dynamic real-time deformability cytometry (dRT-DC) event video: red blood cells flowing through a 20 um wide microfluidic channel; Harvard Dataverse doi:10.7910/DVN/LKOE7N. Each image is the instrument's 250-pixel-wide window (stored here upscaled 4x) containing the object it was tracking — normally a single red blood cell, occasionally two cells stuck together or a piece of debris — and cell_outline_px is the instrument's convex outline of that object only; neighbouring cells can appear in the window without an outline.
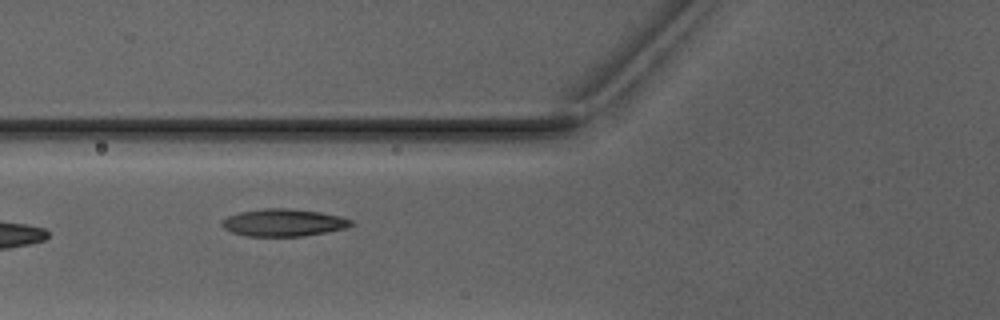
{"species": "Egyptian fruit bat (a non-hibernating species)", "species_latin": "Rousettus aegyptiacus", "temperature_condition": "warm", "stored_images_in_passage": 6, "camera_frame_rate_fps": 3000, "um_per_image_px": 0.085, "animal": {"sex": "male"}, "frame": {"image": 1, "passage_image": 4, "time_ms": 3.667, "image_size_px": [1000, 320], "cell_outline_px": [[356, 224], [344, 228], [304, 236], [248, 236], [232, 232], [224, 228], [220, 224], [220, 220], [228, 216], [240, 212], [264, 208], [288, 208], [320, 212], [340, 216], [352, 220]], "centroid_in_image_um": [24.08, 18.92], "position_along_channel_um": 101.7, "area_um2": 20.58}}
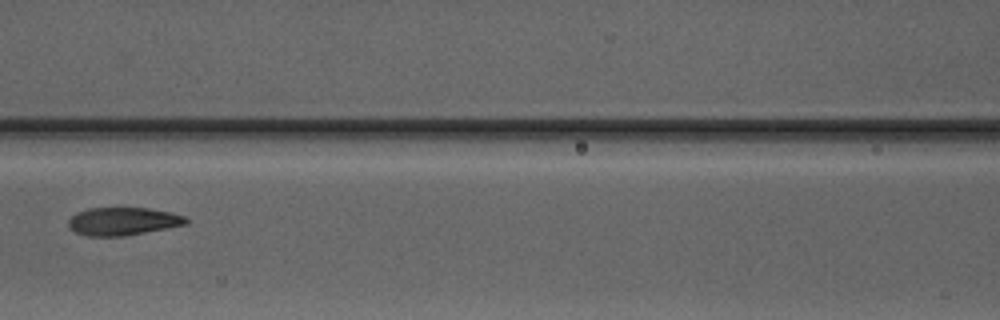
{"frame": {"image": 2, "passage_image": 5, "time_ms": 5.0, "image_size_px": [1000, 320], "cell_outline_px": [[188, 224], [168, 228], [124, 236], [88, 236], [76, 232], [68, 224], [68, 220], [76, 212], [88, 208], [148, 208], [168, 212], [184, 216], [188, 220]], "centroid_in_image_um": [10.45, 18.81], "position_along_channel_um": 156.2, "area_um2": 19.02}}
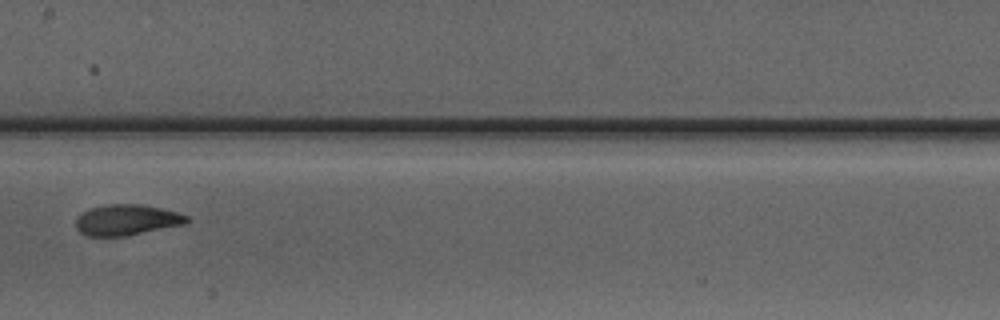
{"frame": {"image": 3, "passage_image": 6, "time_ms": 6.0, "image_size_px": [1000, 320], "cell_outline_px": [[192, 220], [184, 224], [128, 236], [88, 236], [80, 232], [76, 228], [76, 220], [84, 212], [92, 208], [112, 204], [140, 204], [160, 208], [176, 212], [188, 216]], "centroid_in_image_um": [10.81, 18.71], "position_along_channel_um": 196.6, "area_um2": 19.71}}